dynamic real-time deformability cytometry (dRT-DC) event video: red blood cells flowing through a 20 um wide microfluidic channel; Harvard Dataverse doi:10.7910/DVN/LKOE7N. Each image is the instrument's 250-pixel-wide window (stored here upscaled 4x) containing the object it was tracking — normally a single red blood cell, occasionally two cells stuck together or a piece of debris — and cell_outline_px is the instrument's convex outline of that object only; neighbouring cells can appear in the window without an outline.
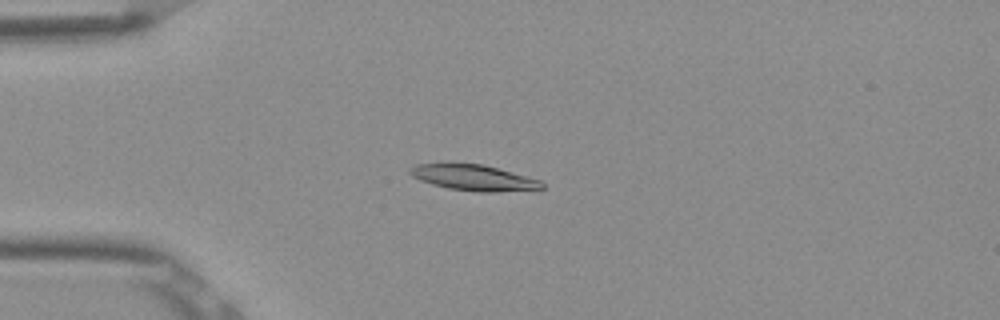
{"species": "Egyptian fruit bat (a non-hibernating species)", "species_latin": "Rousettus aegyptiacus", "temperature_condition": "room temperature", "stored_images_in_passage": 6, "camera_frame_rate_fps": 3000, "um_per_image_px": 0.085, "frame": {"image": 1, "passage_image": 4, "time_ms": 1.0, "image_size_px": [1000, 320], "cell_outline_px": [[544, 188], [540, 192], [476, 192], [448, 188], [432, 184], [420, 180], [412, 176], [408, 172], [408, 168], [416, 164], [444, 160], [452, 160], [484, 164], [540, 180], [544, 184]], "centroid_in_image_um": [40.27, 15.07], "position_along_channel_um": 44.7, "area_um2": 21.39}}
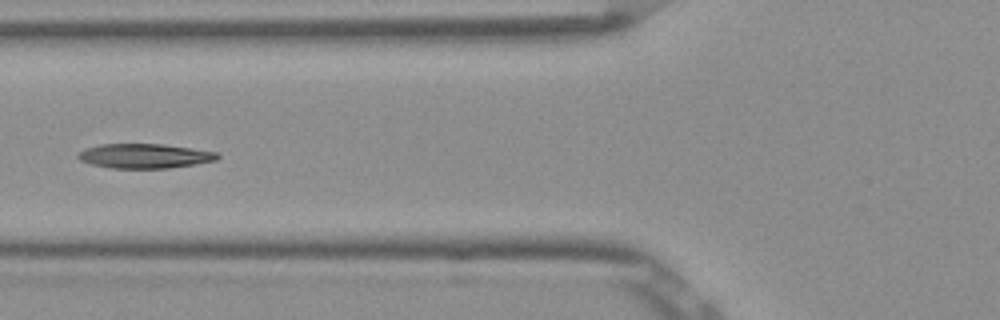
{"frame": {"image": 2, "passage_image": 6, "time_ms": 1.667, "image_size_px": [1000, 320], "cell_outline_px": [[220, 156], [216, 160], [196, 164], [168, 168], [112, 168], [92, 164], [80, 160], [76, 156], [84, 148], [100, 144], [164, 144], [192, 148], [216, 152]], "centroid_in_image_um": [12.29, 13.25], "position_along_channel_um": 113.5, "area_um2": 19.88}}